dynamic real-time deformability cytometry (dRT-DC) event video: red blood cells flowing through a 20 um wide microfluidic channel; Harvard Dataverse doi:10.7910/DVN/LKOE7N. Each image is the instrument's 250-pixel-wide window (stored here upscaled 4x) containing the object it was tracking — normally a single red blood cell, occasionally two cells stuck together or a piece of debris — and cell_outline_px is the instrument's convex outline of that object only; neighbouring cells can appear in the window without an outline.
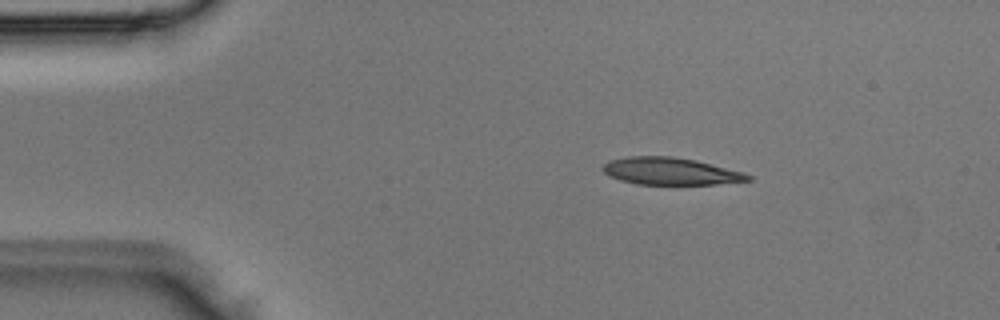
{"species": "Egyptian fruit bat (a non-hibernating species)", "species_latin": "Rousettus aegyptiacus", "temperature_condition": "room temperature", "stored_images_in_passage": 3, "camera_frame_rate_fps": 3000, "um_per_image_px": 0.085, "animal": {"sex": "male"}, "frame": {"image": 1, "passage_image": 2, "time_ms": 0.333, "image_size_px": [1000, 320], "cell_outline_px": [[752, 180], [716, 184], [636, 184], [620, 180], [608, 176], [600, 168], [608, 160], [628, 156], [672, 156], [696, 160], [744, 172], [752, 176]], "centroid_in_image_um": [56.96, 14.55], "position_along_channel_um": 28.0, "area_um2": 23.18}}